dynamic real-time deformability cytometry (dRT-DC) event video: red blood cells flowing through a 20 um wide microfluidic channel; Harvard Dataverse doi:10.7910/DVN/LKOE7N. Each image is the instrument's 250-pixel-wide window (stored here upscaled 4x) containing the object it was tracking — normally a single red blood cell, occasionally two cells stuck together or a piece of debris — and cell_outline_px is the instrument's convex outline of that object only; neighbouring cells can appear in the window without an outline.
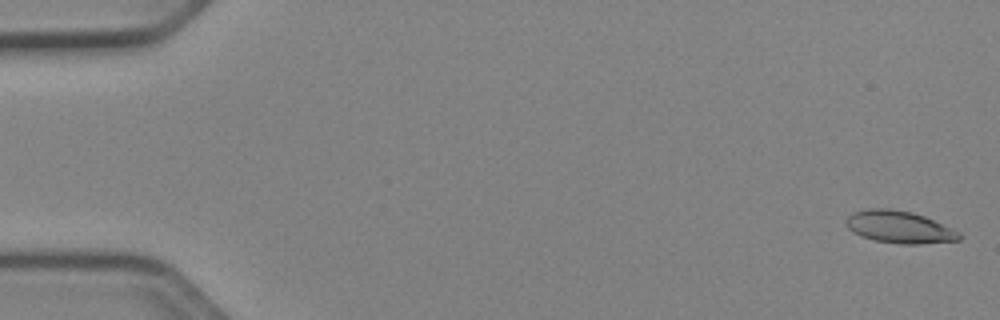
{"species": "Egyptian fruit bat (a non-hibernating species)", "species_latin": "Rousettus aegyptiacus", "temperature_condition": "cold", "stored_images_in_passage": 10, "camera_frame_rate_fps": 3000, "um_per_image_px": 0.085, "animal": {"sex": "female"}, "frame": {"image": 1, "passage_image": 2, "time_ms": 0.333, "image_size_px": [1000, 320], "cell_outline_px": [[960, 240], [920, 244], [900, 244], [876, 240], [860, 236], [852, 232], [844, 224], [844, 220], [852, 212], [868, 208], [888, 208], [912, 212], [924, 216], [952, 228], [960, 232]], "centroid_in_image_um": [76.4, 19.29], "position_along_channel_um": 8.6, "area_um2": 21.39}}